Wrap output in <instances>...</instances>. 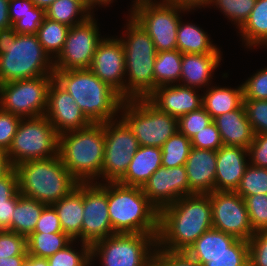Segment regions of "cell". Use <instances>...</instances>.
I'll use <instances>...</instances> for the list:
<instances>
[{
    "label": "cell",
    "instance_id": "23",
    "mask_svg": "<svg viewBox=\"0 0 267 266\" xmlns=\"http://www.w3.org/2000/svg\"><path fill=\"white\" fill-rule=\"evenodd\" d=\"M221 53H184L181 63V85L193 88L209 87L214 70L220 65Z\"/></svg>",
    "mask_w": 267,
    "mask_h": 266
},
{
    "label": "cell",
    "instance_id": "5",
    "mask_svg": "<svg viewBox=\"0 0 267 266\" xmlns=\"http://www.w3.org/2000/svg\"><path fill=\"white\" fill-rule=\"evenodd\" d=\"M108 211L114 234H158L159 210L142 187L108 182Z\"/></svg>",
    "mask_w": 267,
    "mask_h": 266
},
{
    "label": "cell",
    "instance_id": "25",
    "mask_svg": "<svg viewBox=\"0 0 267 266\" xmlns=\"http://www.w3.org/2000/svg\"><path fill=\"white\" fill-rule=\"evenodd\" d=\"M57 211L63 232L72 240H80L83 222V183H78L67 196L52 205Z\"/></svg>",
    "mask_w": 267,
    "mask_h": 266
},
{
    "label": "cell",
    "instance_id": "47",
    "mask_svg": "<svg viewBox=\"0 0 267 266\" xmlns=\"http://www.w3.org/2000/svg\"><path fill=\"white\" fill-rule=\"evenodd\" d=\"M192 147L199 149H208L217 151L221 146H223L220 132L217 129L215 122L213 121L206 127H204L200 132L195 134L191 139Z\"/></svg>",
    "mask_w": 267,
    "mask_h": 266
},
{
    "label": "cell",
    "instance_id": "29",
    "mask_svg": "<svg viewBox=\"0 0 267 266\" xmlns=\"http://www.w3.org/2000/svg\"><path fill=\"white\" fill-rule=\"evenodd\" d=\"M46 206L43 202L21 194L15 205L9 231L29 237Z\"/></svg>",
    "mask_w": 267,
    "mask_h": 266
},
{
    "label": "cell",
    "instance_id": "57",
    "mask_svg": "<svg viewBox=\"0 0 267 266\" xmlns=\"http://www.w3.org/2000/svg\"><path fill=\"white\" fill-rule=\"evenodd\" d=\"M9 0H0V29L12 26L9 13Z\"/></svg>",
    "mask_w": 267,
    "mask_h": 266
},
{
    "label": "cell",
    "instance_id": "41",
    "mask_svg": "<svg viewBox=\"0 0 267 266\" xmlns=\"http://www.w3.org/2000/svg\"><path fill=\"white\" fill-rule=\"evenodd\" d=\"M244 200L253 231L267 230V194L246 196Z\"/></svg>",
    "mask_w": 267,
    "mask_h": 266
},
{
    "label": "cell",
    "instance_id": "63",
    "mask_svg": "<svg viewBox=\"0 0 267 266\" xmlns=\"http://www.w3.org/2000/svg\"><path fill=\"white\" fill-rule=\"evenodd\" d=\"M142 266H161L160 260L156 254H154L147 262Z\"/></svg>",
    "mask_w": 267,
    "mask_h": 266
},
{
    "label": "cell",
    "instance_id": "37",
    "mask_svg": "<svg viewBox=\"0 0 267 266\" xmlns=\"http://www.w3.org/2000/svg\"><path fill=\"white\" fill-rule=\"evenodd\" d=\"M235 192L243 198L255 194H267V168L256 167L249 163Z\"/></svg>",
    "mask_w": 267,
    "mask_h": 266
},
{
    "label": "cell",
    "instance_id": "36",
    "mask_svg": "<svg viewBox=\"0 0 267 266\" xmlns=\"http://www.w3.org/2000/svg\"><path fill=\"white\" fill-rule=\"evenodd\" d=\"M192 148L188 137L177 131L161 147L162 167H177L185 165Z\"/></svg>",
    "mask_w": 267,
    "mask_h": 266
},
{
    "label": "cell",
    "instance_id": "26",
    "mask_svg": "<svg viewBox=\"0 0 267 266\" xmlns=\"http://www.w3.org/2000/svg\"><path fill=\"white\" fill-rule=\"evenodd\" d=\"M161 160L160 147L140 146L132 155L125 175L118 182L128 186L143 187L150 176L161 167Z\"/></svg>",
    "mask_w": 267,
    "mask_h": 266
},
{
    "label": "cell",
    "instance_id": "44",
    "mask_svg": "<svg viewBox=\"0 0 267 266\" xmlns=\"http://www.w3.org/2000/svg\"><path fill=\"white\" fill-rule=\"evenodd\" d=\"M28 255L27 237L13 231H0V258Z\"/></svg>",
    "mask_w": 267,
    "mask_h": 266
},
{
    "label": "cell",
    "instance_id": "13",
    "mask_svg": "<svg viewBox=\"0 0 267 266\" xmlns=\"http://www.w3.org/2000/svg\"><path fill=\"white\" fill-rule=\"evenodd\" d=\"M105 152L101 176L105 182H118L128 170L132 155L140 147L127 123L121 118L103 123Z\"/></svg>",
    "mask_w": 267,
    "mask_h": 266
},
{
    "label": "cell",
    "instance_id": "52",
    "mask_svg": "<svg viewBox=\"0 0 267 266\" xmlns=\"http://www.w3.org/2000/svg\"><path fill=\"white\" fill-rule=\"evenodd\" d=\"M34 232L58 233L63 232L57 211L52 205H47L36 223Z\"/></svg>",
    "mask_w": 267,
    "mask_h": 266
},
{
    "label": "cell",
    "instance_id": "43",
    "mask_svg": "<svg viewBox=\"0 0 267 266\" xmlns=\"http://www.w3.org/2000/svg\"><path fill=\"white\" fill-rule=\"evenodd\" d=\"M246 117L256 134H267V100L243 99Z\"/></svg>",
    "mask_w": 267,
    "mask_h": 266
},
{
    "label": "cell",
    "instance_id": "8",
    "mask_svg": "<svg viewBox=\"0 0 267 266\" xmlns=\"http://www.w3.org/2000/svg\"><path fill=\"white\" fill-rule=\"evenodd\" d=\"M130 15L150 36L156 52L177 49L181 12L189 10L168 0H134Z\"/></svg>",
    "mask_w": 267,
    "mask_h": 266
},
{
    "label": "cell",
    "instance_id": "60",
    "mask_svg": "<svg viewBox=\"0 0 267 266\" xmlns=\"http://www.w3.org/2000/svg\"><path fill=\"white\" fill-rule=\"evenodd\" d=\"M23 266H48V261L46 258L36 257L28 254Z\"/></svg>",
    "mask_w": 267,
    "mask_h": 266
},
{
    "label": "cell",
    "instance_id": "35",
    "mask_svg": "<svg viewBox=\"0 0 267 266\" xmlns=\"http://www.w3.org/2000/svg\"><path fill=\"white\" fill-rule=\"evenodd\" d=\"M69 26L44 18L36 33L44 51L54 60L61 52Z\"/></svg>",
    "mask_w": 267,
    "mask_h": 266
},
{
    "label": "cell",
    "instance_id": "19",
    "mask_svg": "<svg viewBox=\"0 0 267 266\" xmlns=\"http://www.w3.org/2000/svg\"><path fill=\"white\" fill-rule=\"evenodd\" d=\"M45 116L54 126L59 136L70 131L83 129L92 124L74 98L54 79L48 90Z\"/></svg>",
    "mask_w": 267,
    "mask_h": 266
},
{
    "label": "cell",
    "instance_id": "12",
    "mask_svg": "<svg viewBox=\"0 0 267 266\" xmlns=\"http://www.w3.org/2000/svg\"><path fill=\"white\" fill-rule=\"evenodd\" d=\"M53 79L40 76L0 84V108L21 118L44 116Z\"/></svg>",
    "mask_w": 267,
    "mask_h": 266
},
{
    "label": "cell",
    "instance_id": "46",
    "mask_svg": "<svg viewBox=\"0 0 267 266\" xmlns=\"http://www.w3.org/2000/svg\"><path fill=\"white\" fill-rule=\"evenodd\" d=\"M249 266H267V230L255 232L248 241Z\"/></svg>",
    "mask_w": 267,
    "mask_h": 266
},
{
    "label": "cell",
    "instance_id": "53",
    "mask_svg": "<svg viewBox=\"0 0 267 266\" xmlns=\"http://www.w3.org/2000/svg\"><path fill=\"white\" fill-rule=\"evenodd\" d=\"M18 191V176L15 168L12 167L5 175L0 177V204H8V200Z\"/></svg>",
    "mask_w": 267,
    "mask_h": 266
},
{
    "label": "cell",
    "instance_id": "58",
    "mask_svg": "<svg viewBox=\"0 0 267 266\" xmlns=\"http://www.w3.org/2000/svg\"><path fill=\"white\" fill-rule=\"evenodd\" d=\"M28 255L0 258V266H23Z\"/></svg>",
    "mask_w": 267,
    "mask_h": 266
},
{
    "label": "cell",
    "instance_id": "2",
    "mask_svg": "<svg viewBox=\"0 0 267 266\" xmlns=\"http://www.w3.org/2000/svg\"><path fill=\"white\" fill-rule=\"evenodd\" d=\"M53 73V60L36 34L17 33L12 26L0 29V84Z\"/></svg>",
    "mask_w": 267,
    "mask_h": 266
},
{
    "label": "cell",
    "instance_id": "33",
    "mask_svg": "<svg viewBox=\"0 0 267 266\" xmlns=\"http://www.w3.org/2000/svg\"><path fill=\"white\" fill-rule=\"evenodd\" d=\"M182 53L177 50L157 52L154 62V90L164 85L179 84Z\"/></svg>",
    "mask_w": 267,
    "mask_h": 266
},
{
    "label": "cell",
    "instance_id": "34",
    "mask_svg": "<svg viewBox=\"0 0 267 266\" xmlns=\"http://www.w3.org/2000/svg\"><path fill=\"white\" fill-rule=\"evenodd\" d=\"M72 241L73 240L64 232H33L27 237L28 254L47 259L59 250L65 248Z\"/></svg>",
    "mask_w": 267,
    "mask_h": 266
},
{
    "label": "cell",
    "instance_id": "48",
    "mask_svg": "<svg viewBox=\"0 0 267 266\" xmlns=\"http://www.w3.org/2000/svg\"><path fill=\"white\" fill-rule=\"evenodd\" d=\"M21 119L0 108V150L8 151Z\"/></svg>",
    "mask_w": 267,
    "mask_h": 266
},
{
    "label": "cell",
    "instance_id": "64",
    "mask_svg": "<svg viewBox=\"0 0 267 266\" xmlns=\"http://www.w3.org/2000/svg\"><path fill=\"white\" fill-rule=\"evenodd\" d=\"M84 1H86L87 5L89 6V0H84Z\"/></svg>",
    "mask_w": 267,
    "mask_h": 266
},
{
    "label": "cell",
    "instance_id": "32",
    "mask_svg": "<svg viewBox=\"0 0 267 266\" xmlns=\"http://www.w3.org/2000/svg\"><path fill=\"white\" fill-rule=\"evenodd\" d=\"M91 11L84 0H55L45 10V14L50 20L72 27L92 16L94 11Z\"/></svg>",
    "mask_w": 267,
    "mask_h": 266
},
{
    "label": "cell",
    "instance_id": "17",
    "mask_svg": "<svg viewBox=\"0 0 267 266\" xmlns=\"http://www.w3.org/2000/svg\"><path fill=\"white\" fill-rule=\"evenodd\" d=\"M125 100V53L120 38H103L89 68Z\"/></svg>",
    "mask_w": 267,
    "mask_h": 266
},
{
    "label": "cell",
    "instance_id": "14",
    "mask_svg": "<svg viewBox=\"0 0 267 266\" xmlns=\"http://www.w3.org/2000/svg\"><path fill=\"white\" fill-rule=\"evenodd\" d=\"M94 15L69 28L60 54L53 60L54 70L89 69L100 38Z\"/></svg>",
    "mask_w": 267,
    "mask_h": 266
},
{
    "label": "cell",
    "instance_id": "3",
    "mask_svg": "<svg viewBox=\"0 0 267 266\" xmlns=\"http://www.w3.org/2000/svg\"><path fill=\"white\" fill-rule=\"evenodd\" d=\"M53 77L92 123L117 119L123 99L90 69L54 70Z\"/></svg>",
    "mask_w": 267,
    "mask_h": 266
},
{
    "label": "cell",
    "instance_id": "4",
    "mask_svg": "<svg viewBox=\"0 0 267 266\" xmlns=\"http://www.w3.org/2000/svg\"><path fill=\"white\" fill-rule=\"evenodd\" d=\"M104 152L103 123H92L83 129L59 136V157L79 183H91L100 179Z\"/></svg>",
    "mask_w": 267,
    "mask_h": 266
},
{
    "label": "cell",
    "instance_id": "24",
    "mask_svg": "<svg viewBox=\"0 0 267 266\" xmlns=\"http://www.w3.org/2000/svg\"><path fill=\"white\" fill-rule=\"evenodd\" d=\"M223 145H231L248 149L255 133L246 117L243 104L231 112L221 114L213 119Z\"/></svg>",
    "mask_w": 267,
    "mask_h": 266
},
{
    "label": "cell",
    "instance_id": "49",
    "mask_svg": "<svg viewBox=\"0 0 267 266\" xmlns=\"http://www.w3.org/2000/svg\"><path fill=\"white\" fill-rule=\"evenodd\" d=\"M45 17V10L35 5L33 7V14H26L17 20L12 27L17 33L36 34Z\"/></svg>",
    "mask_w": 267,
    "mask_h": 266
},
{
    "label": "cell",
    "instance_id": "1",
    "mask_svg": "<svg viewBox=\"0 0 267 266\" xmlns=\"http://www.w3.org/2000/svg\"><path fill=\"white\" fill-rule=\"evenodd\" d=\"M211 228L210 195L194 193L184 196L159 210L156 248L186 251Z\"/></svg>",
    "mask_w": 267,
    "mask_h": 266
},
{
    "label": "cell",
    "instance_id": "38",
    "mask_svg": "<svg viewBox=\"0 0 267 266\" xmlns=\"http://www.w3.org/2000/svg\"><path fill=\"white\" fill-rule=\"evenodd\" d=\"M74 240L65 248L47 258L48 266H91L90 245L82 242L79 252L73 249Z\"/></svg>",
    "mask_w": 267,
    "mask_h": 266
},
{
    "label": "cell",
    "instance_id": "39",
    "mask_svg": "<svg viewBox=\"0 0 267 266\" xmlns=\"http://www.w3.org/2000/svg\"><path fill=\"white\" fill-rule=\"evenodd\" d=\"M203 266H249L248 241L237 239L227 252L208 259Z\"/></svg>",
    "mask_w": 267,
    "mask_h": 266
},
{
    "label": "cell",
    "instance_id": "55",
    "mask_svg": "<svg viewBox=\"0 0 267 266\" xmlns=\"http://www.w3.org/2000/svg\"><path fill=\"white\" fill-rule=\"evenodd\" d=\"M20 195L18 191L8 200V204H0V231L9 230L15 205Z\"/></svg>",
    "mask_w": 267,
    "mask_h": 266
},
{
    "label": "cell",
    "instance_id": "27",
    "mask_svg": "<svg viewBox=\"0 0 267 266\" xmlns=\"http://www.w3.org/2000/svg\"><path fill=\"white\" fill-rule=\"evenodd\" d=\"M236 237L223 231L211 228L203 233L186 252L203 266L208 259L225 253L235 241Z\"/></svg>",
    "mask_w": 267,
    "mask_h": 266
},
{
    "label": "cell",
    "instance_id": "51",
    "mask_svg": "<svg viewBox=\"0 0 267 266\" xmlns=\"http://www.w3.org/2000/svg\"><path fill=\"white\" fill-rule=\"evenodd\" d=\"M250 164L267 168V134H256L248 148Z\"/></svg>",
    "mask_w": 267,
    "mask_h": 266
},
{
    "label": "cell",
    "instance_id": "45",
    "mask_svg": "<svg viewBox=\"0 0 267 266\" xmlns=\"http://www.w3.org/2000/svg\"><path fill=\"white\" fill-rule=\"evenodd\" d=\"M242 88L244 99L267 100V67L242 83Z\"/></svg>",
    "mask_w": 267,
    "mask_h": 266
},
{
    "label": "cell",
    "instance_id": "7",
    "mask_svg": "<svg viewBox=\"0 0 267 266\" xmlns=\"http://www.w3.org/2000/svg\"><path fill=\"white\" fill-rule=\"evenodd\" d=\"M129 18L126 37H120L125 53V77H128L125 100L146 99L154 91L157 52L148 33L131 16Z\"/></svg>",
    "mask_w": 267,
    "mask_h": 266
},
{
    "label": "cell",
    "instance_id": "15",
    "mask_svg": "<svg viewBox=\"0 0 267 266\" xmlns=\"http://www.w3.org/2000/svg\"><path fill=\"white\" fill-rule=\"evenodd\" d=\"M209 195L213 228L249 241L255 232L244 198L235 191L214 190Z\"/></svg>",
    "mask_w": 267,
    "mask_h": 266
},
{
    "label": "cell",
    "instance_id": "28",
    "mask_svg": "<svg viewBox=\"0 0 267 266\" xmlns=\"http://www.w3.org/2000/svg\"><path fill=\"white\" fill-rule=\"evenodd\" d=\"M202 96V107L214 119L215 117L238 109L243 104L242 84L235 88L219 86L207 87Z\"/></svg>",
    "mask_w": 267,
    "mask_h": 266
},
{
    "label": "cell",
    "instance_id": "31",
    "mask_svg": "<svg viewBox=\"0 0 267 266\" xmlns=\"http://www.w3.org/2000/svg\"><path fill=\"white\" fill-rule=\"evenodd\" d=\"M238 30L247 48L267 45V0H256L248 19Z\"/></svg>",
    "mask_w": 267,
    "mask_h": 266
},
{
    "label": "cell",
    "instance_id": "56",
    "mask_svg": "<svg viewBox=\"0 0 267 266\" xmlns=\"http://www.w3.org/2000/svg\"><path fill=\"white\" fill-rule=\"evenodd\" d=\"M172 3L177 4L180 7H183L187 10H194L195 8H200L203 7L205 8V6L209 7L211 4L212 0H168Z\"/></svg>",
    "mask_w": 267,
    "mask_h": 266
},
{
    "label": "cell",
    "instance_id": "21",
    "mask_svg": "<svg viewBox=\"0 0 267 266\" xmlns=\"http://www.w3.org/2000/svg\"><path fill=\"white\" fill-rule=\"evenodd\" d=\"M217 151L192 147L185 163L189 195L215 190Z\"/></svg>",
    "mask_w": 267,
    "mask_h": 266
},
{
    "label": "cell",
    "instance_id": "22",
    "mask_svg": "<svg viewBox=\"0 0 267 266\" xmlns=\"http://www.w3.org/2000/svg\"><path fill=\"white\" fill-rule=\"evenodd\" d=\"M246 157L248 149L242 147L223 145L217 150L215 190L236 191L249 164Z\"/></svg>",
    "mask_w": 267,
    "mask_h": 266
},
{
    "label": "cell",
    "instance_id": "10",
    "mask_svg": "<svg viewBox=\"0 0 267 266\" xmlns=\"http://www.w3.org/2000/svg\"><path fill=\"white\" fill-rule=\"evenodd\" d=\"M58 145L59 135L45 115L22 118L6 153L10 164L15 167L29 160L56 156Z\"/></svg>",
    "mask_w": 267,
    "mask_h": 266
},
{
    "label": "cell",
    "instance_id": "16",
    "mask_svg": "<svg viewBox=\"0 0 267 266\" xmlns=\"http://www.w3.org/2000/svg\"><path fill=\"white\" fill-rule=\"evenodd\" d=\"M81 242L90 246L114 234L108 211V182L83 183Z\"/></svg>",
    "mask_w": 267,
    "mask_h": 266
},
{
    "label": "cell",
    "instance_id": "40",
    "mask_svg": "<svg viewBox=\"0 0 267 266\" xmlns=\"http://www.w3.org/2000/svg\"><path fill=\"white\" fill-rule=\"evenodd\" d=\"M255 3L256 0H212L210 5L219 8L238 29L248 19Z\"/></svg>",
    "mask_w": 267,
    "mask_h": 266
},
{
    "label": "cell",
    "instance_id": "59",
    "mask_svg": "<svg viewBox=\"0 0 267 266\" xmlns=\"http://www.w3.org/2000/svg\"><path fill=\"white\" fill-rule=\"evenodd\" d=\"M11 168L12 165L10 164L7 153L0 150V177L5 175Z\"/></svg>",
    "mask_w": 267,
    "mask_h": 266
},
{
    "label": "cell",
    "instance_id": "11",
    "mask_svg": "<svg viewBox=\"0 0 267 266\" xmlns=\"http://www.w3.org/2000/svg\"><path fill=\"white\" fill-rule=\"evenodd\" d=\"M156 237L157 234L115 233L90 246L91 262L96 257L102 266H142L155 254Z\"/></svg>",
    "mask_w": 267,
    "mask_h": 266
},
{
    "label": "cell",
    "instance_id": "20",
    "mask_svg": "<svg viewBox=\"0 0 267 266\" xmlns=\"http://www.w3.org/2000/svg\"><path fill=\"white\" fill-rule=\"evenodd\" d=\"M197 88L181 84L156 88L146 99L159 111L179 118L202 107V96Z\"/></svg>",
    "mask_w": 267,
    "mask_h": 266
},
{
    "label": "cell",
    "instance_id": "9",
    "mask_svg": "<svg viewBox=\"0 0 267 266\" xmlns=\"http://www.w3.org/2000/svg\"><path fill=\"white\" fill-rule=\"evenodd\" d=\"M120 112L140 146L161 148L178 131V118L159 111L147 99L123 100Z\"/></svg>",
    "mask_w": 267,
    "mask_h": 266
},
{
    "label": "cell",
    "instance_id": "61",
    "mask_svg": "<svg viewBox=\"0 0 267 266\" xmlns=\"http://www.w3.org/2000/svg\"><path fill=\"white\" fill-rule=\"evenodd\" d=\"M33 3L44 10H46L55 0H32Z\"/></svg>",
    "mask_w": 267,
    "mask_h": 266
},
{
    "label": "cell",
    "instance_id": "18",
    "mask_svg": "<svg viewBox=\"0 0 267 266\" xmlns=\"http://www.w3.org/2000/svg\"><path fill=\"white\" fill-rule=\"evenodd\" d=\"M142 190L158 210L189 195L185 166L159 167L143 185Z\"/></svg>",
    "mask_w": 267,
    "mask_h": 266
},
{
    "label": "cell",
    "instance_id": "42",
    "mask_svg": "<svg viewBox=\"0 0 267 266\" xmlns=\"http://www.w3.org/2000/svg\"><path fill=\"white\" fill-rule=\"evenodd\" d=\"M213 122L210 114L201 107L178 118V131L191 139L204 127Z\"/></svg>",
    "mask_w": 267,
    "mask_h": 266
},
{
    "label": "cell",
    "instance_id": "50",
    "mask_svg": "<svg viewBox=\"0 0 267 266\" xmlns=\"http://www.w3.org/2000/svg\"><path fill=\"white\" fill-rule=\"evenodd\" d=\"M161 266H201L186 251H166L156 248Z\"/></svg>",
    "mask_w": 267,
    "mask_h": 266
},
{
    "label": "cell",
    "instance_id": "30",
    "mask_svg": "<svg viewBox=\"0 0 267 266\" xmlns=\"http://www.w3.org/2000/svg\"><path fill=\"white\" fill-rule=\"evenodd\" d=\"M199 26L192 23H183L180 19L177 30V50L184 53H221V50L214 44Z\"/></svg>",
    "mask_w": 267,
    "mask_h": 266
},
{
    "label": "cell",
    "instance_id": "62",
    "mask_svg": "<svg viewBox=\"0 0 267 266\" xmlns=\"http://www.w3.org/2000/svg\"><path fill=\"white\" fill-rule=\"evenodd\" d=\"M112 2L113 0H89V7L93 10L96 5L107 6Z\"/></svg>",
    "mask_w": 267,
    "mask_h": 266
},
{
    "label": "cell",
    "instance_id": "6",
    "mask_svg": "<svg viewBox=\"0 0 267 266\" xmlns=\"http://www.w3.org/2000/svg\"><path fill=\"white\" fill-rule=\"evenodd\" d=\"M20 194L53 205L67 196L79 183L63 165L59 154L29 160L14 167Z\"/></svg>",
    "mask_w": 267,
    "mask_h": 266
},
{
    "label": "cell",
    "instance_id": "54",
    "mask_svg": "<svg viewBox=\"0 0 267 266\" xmlns=\"http://www.w3.org/2000/svg\"><path fill=\"white\" fill-rule=\"evenodd\" d=\"M34 6L32 0H9L8 13L11 24L13 25L26 14H33Z\"/></svg>",
    "mask_w": 267,
    "mask_h": 266
}]
</instances>
